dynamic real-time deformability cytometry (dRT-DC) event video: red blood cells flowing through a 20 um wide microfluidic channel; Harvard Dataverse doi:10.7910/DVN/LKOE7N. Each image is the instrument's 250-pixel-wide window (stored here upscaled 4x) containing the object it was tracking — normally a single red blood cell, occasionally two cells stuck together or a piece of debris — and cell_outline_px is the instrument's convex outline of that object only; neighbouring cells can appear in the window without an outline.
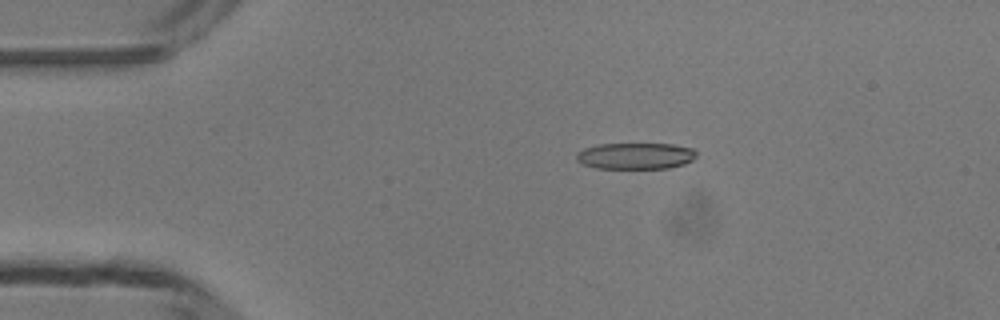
{"species": "common noctule bat (a hibernating species)", "species_latin": "Nyctalus noctula", "temperature_condition": "room temperature", "stored_images_in_passage": 2, "camera_frame_rate_fps": 3000, "um_per_image_px": 0.085, "animal": {"sex": "male", "body_mass_g": 13.3}, "frame": {"image": 1, "passage_image": 1, "time_ms": 0.0, "image_size_px": [1000, 320], "cell_outline_px": [[696, 156], [692, 160], [684, 164], [668, 168], [596, 168], [584, 164], [576, 160], [576, 156], [584, 148], [600, 144], [672, 144], [692, 148], [696, 152]], "centroid_in_image_um": [54.04, 13.25], "position_along_channel_um": 31.0, "area_um2": 18.26}}